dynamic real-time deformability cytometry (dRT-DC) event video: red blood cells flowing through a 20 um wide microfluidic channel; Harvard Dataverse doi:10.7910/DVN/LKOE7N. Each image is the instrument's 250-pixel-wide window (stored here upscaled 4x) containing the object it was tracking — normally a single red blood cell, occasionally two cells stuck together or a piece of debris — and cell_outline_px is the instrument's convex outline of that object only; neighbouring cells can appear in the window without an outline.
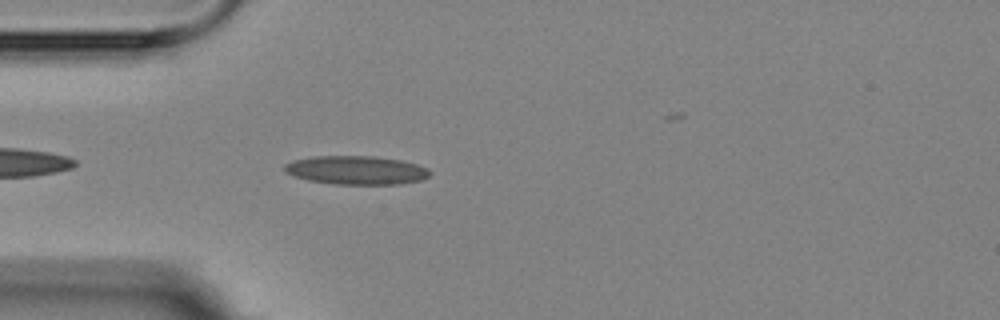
{"species": "Egyptian fruit bat (a non-hibernating species)", "species_latin": "Rousettus aegyptiacus", "temperature_condition": "room temperature", "stored_images_in_passage": 5, "camera_frame_rate_fps": 3000, "um_per_image_px": 0.085, "animal": {"sex": "female"}, "frame": {"image": 1, "passage_image": 5, "time_ms": 4.667, "image_size_px": [1000, 320], "cell_outline_px": [[432, 172], [428, 176], [420, 180], [400, 184], [332, 184], [308, 180], [284, 172], [284, 164], [292, 160], [312, 156], [372, 156], [400, 160], [416, 164], [428, 168]], "centroid_in_image_um": [30.26, 14.46], "position_along_channel_um": 54.7, "area_um2": 24.28}}